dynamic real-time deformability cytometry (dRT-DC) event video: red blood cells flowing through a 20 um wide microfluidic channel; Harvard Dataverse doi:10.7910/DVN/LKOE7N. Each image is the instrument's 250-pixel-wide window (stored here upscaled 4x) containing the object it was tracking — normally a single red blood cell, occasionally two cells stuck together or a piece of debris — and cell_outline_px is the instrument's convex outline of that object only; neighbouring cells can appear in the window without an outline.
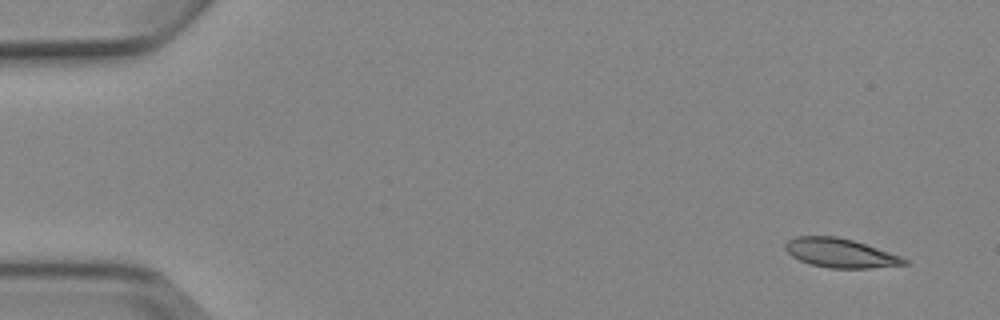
{"species": "Egyptian fruit bat (a non-hibernating species)", "species_latin": "Rousettus aegyptiacus", "temperature_condition": "cold", "stored_images_in_passage": 4, "camera_frame_rate_fps": 3000, "um_per_image_px": 0.085, "animal": {"sex": "female"}, "frame": {"image": 1, "passage_image": 1, "time_ms": 0.0, "image_size_px": [1000, 320], "cell_outline_px": [[908, 264], [868, 268], [828, 268], [808, 264], [792, 256], [784, 248], [784, 244], [788, 240], [796, 236], [836, 236], [852, 240], [900, 256], [908, 260]], "centroid_in_image_um": [71.38, 21.51], "position_along_channel_um": 13.6, "area_um2": 20.0}}
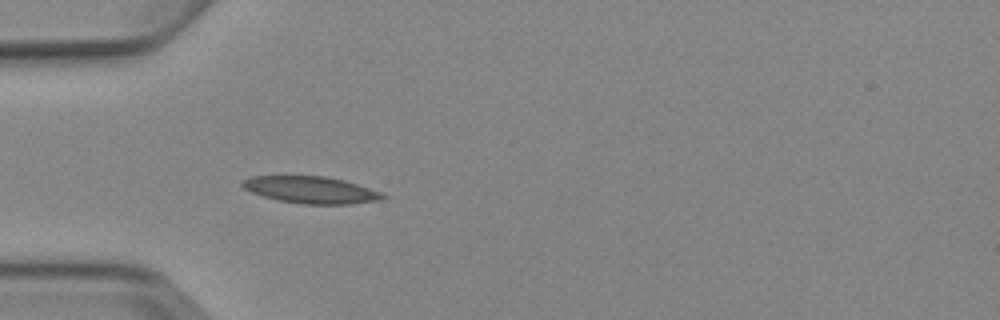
{"frame": {"image": 2, "passage_image": 4, "time_ms": 4.333, "image_size_px": [1000, 320], "cell_outline_px": [[388, 196], [384, 200], [352, 204], [300, 204], [280, 200], [264, 196], [252, 192], [244, 188], [240, 184], [244, 180], [252, 176], [328, 176], [344, 180], [380, 192]], "centroid_in_image_um": [26.48, 16.14], "position_along_channel_um": 58.5, "area_um2": 21.96}}